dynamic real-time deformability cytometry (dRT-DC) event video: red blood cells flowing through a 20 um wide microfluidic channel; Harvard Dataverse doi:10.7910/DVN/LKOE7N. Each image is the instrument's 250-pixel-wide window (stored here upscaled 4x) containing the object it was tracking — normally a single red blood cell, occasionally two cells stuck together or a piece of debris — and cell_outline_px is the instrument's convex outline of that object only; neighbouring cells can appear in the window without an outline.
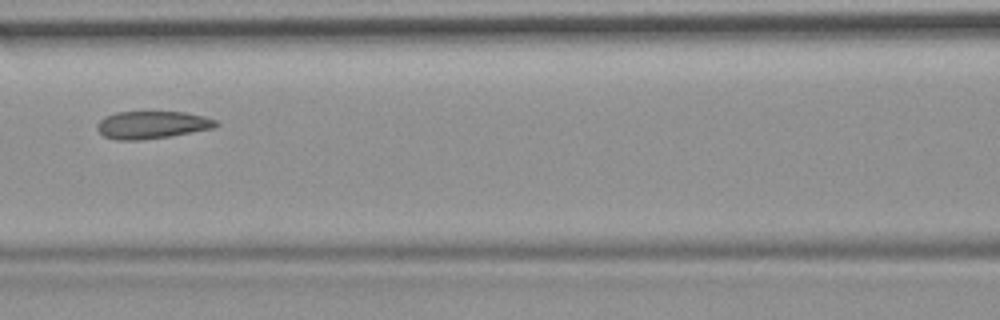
{"species": "common noctule bat (a hibernating species)", "species_latin": "Nyctalus noctula", "temperature_condition": "room temperature", "stored_images_in_passage": 9, "camera_frame_rate_fps": 3000, "um_per_image_px": 0.085, "animal": {"sex": "female", "body_mass_g": 19.9}, "frame": {"image": 1, "passage_image": 6, "time_ms": 1.667, "image_size_px": [1000, 320], "cell_outline_px": [[220, 124], [212, 128], [168, 136], [140, 140], [116, 140], [104, 136], [96, 128], [96, 124], [104, 116], [116, 112], [184, 112], [204, 116], [216, 120]], "centroid_in_image_um": [12.88, 10.6], "position_along_channel_um": 153.7, "area_um2": 18.96}}
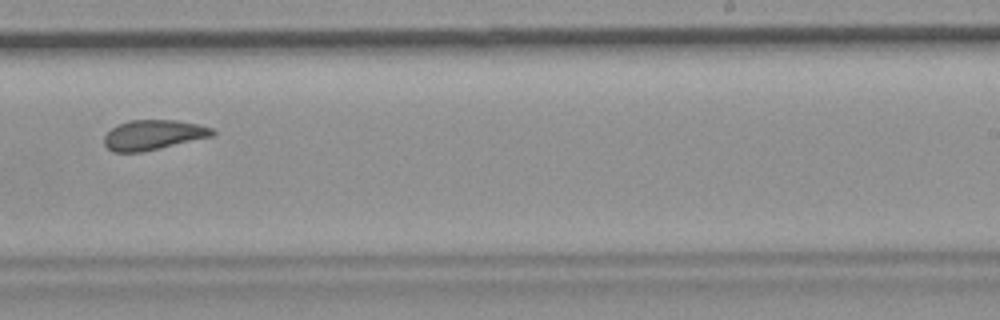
{"frame": {"image": 2, "passage_image": 9, "time_ms": 2.667, "image_size_px": [1000, 320], "cell_outline_px": [[216, 132], [212, 136], [160, 148], [140, 152], [112, 152], [104, 144], [104, 136], [112, 128], [128, 120], [176, 120], [196, 124], [212, 128]], "centroid_in_image_um": [13.01, 11.47], "position_along_channel_um": 276.0, "area_um2": 18.67}}